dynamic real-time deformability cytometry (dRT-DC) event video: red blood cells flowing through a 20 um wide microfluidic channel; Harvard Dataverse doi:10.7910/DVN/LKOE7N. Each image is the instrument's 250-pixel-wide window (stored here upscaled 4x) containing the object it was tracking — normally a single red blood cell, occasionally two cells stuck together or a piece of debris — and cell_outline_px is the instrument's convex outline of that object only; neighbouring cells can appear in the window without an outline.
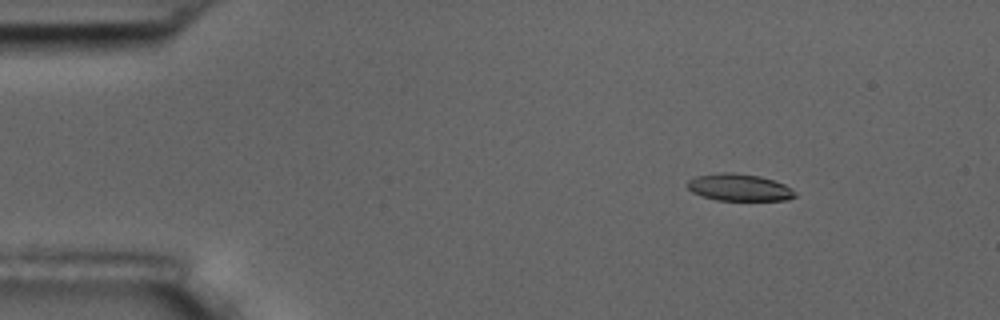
{"species": "common noctule bat (a hibernating species)", "species_latin": "Nyctalus noctula", "temperature_condition": "room temperature", "stored_images_in_passage": 10, "camera_frame_rate_fps": 3000, "um_per_image_px": 0.085, "animal": {"sex": "male", "body_mass_g": 17.5, "forearm_length_mm": 52.3}, "frame": {"image": 1, "passage_image": 1, "time_ms": 0.0, "image_size_px": [1000, 320], "cell_outline_px": [[796, 196], [788, 200], [716, 200], [692, 192], [684, 184], [688, 180], [696, 176], [724, 172], [732, 172], [760, 176], [784, 184], [792, 188]], "centroid_in_image_um": [62.81, 15.93], "position_along_channel_um": 22.2, "area_um2": 16.94}}
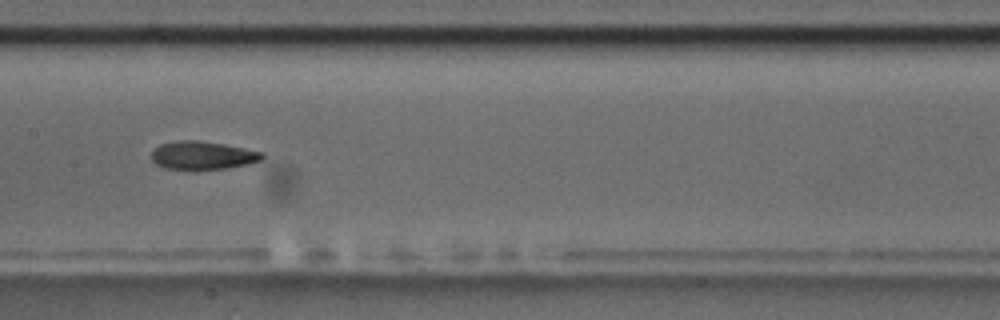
{"frame": {"image": 2, "passage_image": 7, "time_ms": 7.0, "image_size_px": [1000, 320], "cell_outline_px": [[264, 160], [248, 164], [228, 168], [196, 172], [192, 172], [164, 168], [156, 164], [148, 156], [152, 148], [160, 144], [180, 140], [200, 140], [224, 144], [264, 152]], "centroid_in_image_um": [17.17, 13.24], "position_along_channel_um": 190.2, "area_um2": 19.25}}
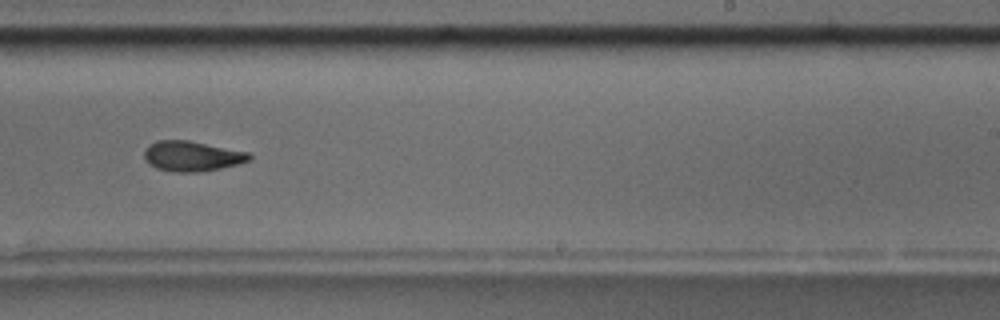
{"frame": {"image": 3, "passage_image": 9, "time_ms": 9.333, "image_size_px": [1000, 320], "cell_outline_px": [[252, 160], [220, 168], [200, 172], [176, 172], [156, 168], [144, 160], [144, 148], [148, 144], [156, 140], [188, 140], [248, 152], [252, 156]], "centroid_in_image_um": [16.28, 13.26], "position_along_channel_um": 272.7, "area_um2": 18.55}}